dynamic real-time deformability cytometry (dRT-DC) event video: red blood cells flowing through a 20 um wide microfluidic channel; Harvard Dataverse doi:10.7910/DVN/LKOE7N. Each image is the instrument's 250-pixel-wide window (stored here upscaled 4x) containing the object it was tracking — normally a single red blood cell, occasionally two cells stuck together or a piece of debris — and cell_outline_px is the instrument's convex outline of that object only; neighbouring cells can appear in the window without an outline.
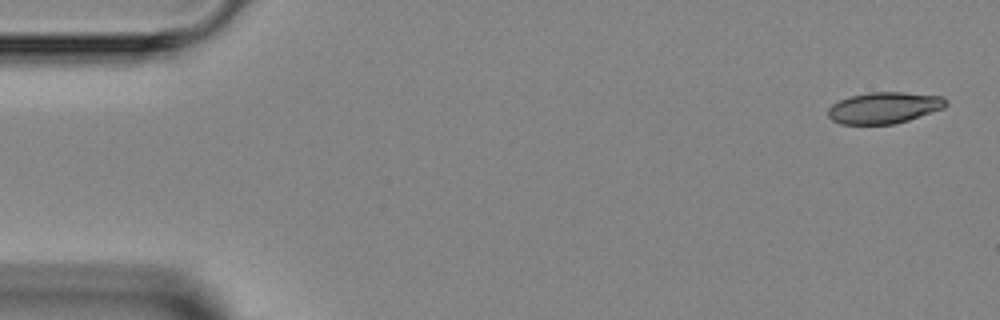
{"species": "Egyptian fruit bat (a non-hibernating species)", "species_latin": "Rousettus aegyptiacus", "temperature_condition": "room temperature", "stored_images_in_passage": 4, "camera_frame_rate_fps": 3000, "um_per_image_px": 0.085, "animal": {"sex": "female"}, "frame": {"image": 1, "passage_image": 1, "time_ms": 0.0, "image_size_px": [1000, 320], "cell_outline_px": [[948, 104], [944, 108], [908, 120], [892, 124], [840, 124], [832, 120], [828, 116], [828, 108], [832, 104], [840, 100], [852, 96], [868, 92], [904, 92], [940, 96], [948, 100]], "centroid_in_image_um": [75.15, 9.16], "position_along_channel_um": 9.8, "area_um2": 21.5}}
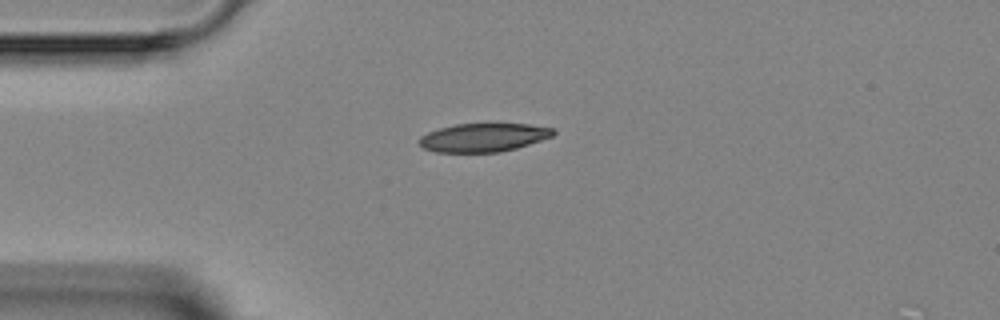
{"frame": {"image": 2, "passage_image": 4, "time_ms": 3.333, "image_size_px": [1000, 320], "cell_outline_px": [[556, 132], [552, 136], [516, 148], [500, 152], [436, 152], [424, 148], [416, 140], [420, 136], [428, 132], [440, 128], [456, 124], [528, 124], [556, 128]], "centroid_in_image_um": [41.09, 11.68], "position_along_channel_um": 43.9, "area_um2": 22.2}}